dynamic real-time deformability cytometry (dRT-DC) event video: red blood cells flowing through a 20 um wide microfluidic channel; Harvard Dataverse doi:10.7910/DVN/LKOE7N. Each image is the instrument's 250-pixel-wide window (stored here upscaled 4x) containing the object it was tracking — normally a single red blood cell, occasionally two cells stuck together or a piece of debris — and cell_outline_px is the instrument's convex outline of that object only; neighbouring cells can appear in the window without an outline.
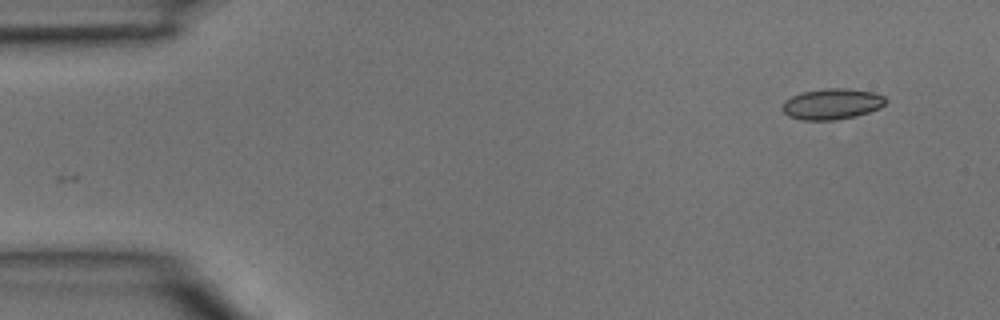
{"species": "common noctule bat (a hibernating species)", "species_latin": "Nyctalus noctula", "temperature_condition": "room temperature", "stored_images_in_passage": 4, "camera_frame_rate_fps": 3000, "um_per_image_px": 0.085, "animal": {"sex": "male", "body_mass_g": 15.6}, "frame": {"image": 1, "passage_image": 1, "time_ms": 0.0, "image_size_px": [1000, 320], "cell_outline_px": [[888, 100], [880, 108], [856, 116], [836, 120], [800, 120], [788, 116], [780, 108], [784, 100], [800, 92], [824, 88], [844, 88], [872, 92], [884, 96]], "centroid_in_image_um": [70.68, 8.84], "position_along_channel_um": 14.3, "area_um2": 18.79}}
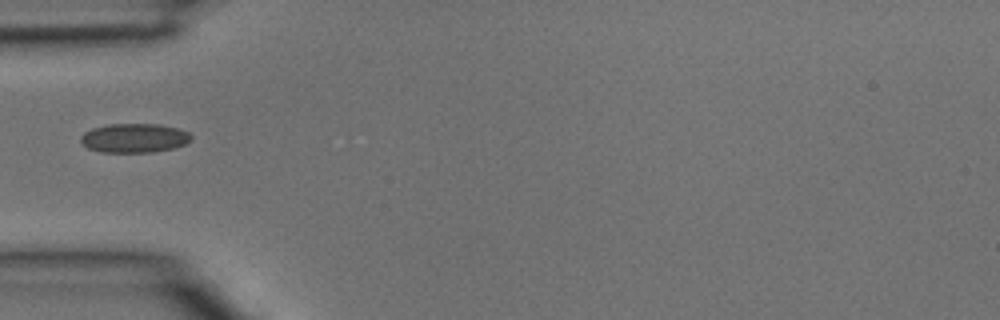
{"frame": {"image": 2, "passage_image": 4, "time_ms": 1.0, "image_size_px": [1000, 320], "cell_outline_px": [[192, 140], [184, 144], [172, 148], [152, 152], [100, 152], [88, 148], [80, 140], [80, 136], [84, 132], [92, 128], [108, 124], [160, 124], [180, 128], [188, 132], [192, 136]], "centroid_in_image_um": [11.42, 11.72], "position_along_channel_um": 73.6, "area_um2": 18.84}}